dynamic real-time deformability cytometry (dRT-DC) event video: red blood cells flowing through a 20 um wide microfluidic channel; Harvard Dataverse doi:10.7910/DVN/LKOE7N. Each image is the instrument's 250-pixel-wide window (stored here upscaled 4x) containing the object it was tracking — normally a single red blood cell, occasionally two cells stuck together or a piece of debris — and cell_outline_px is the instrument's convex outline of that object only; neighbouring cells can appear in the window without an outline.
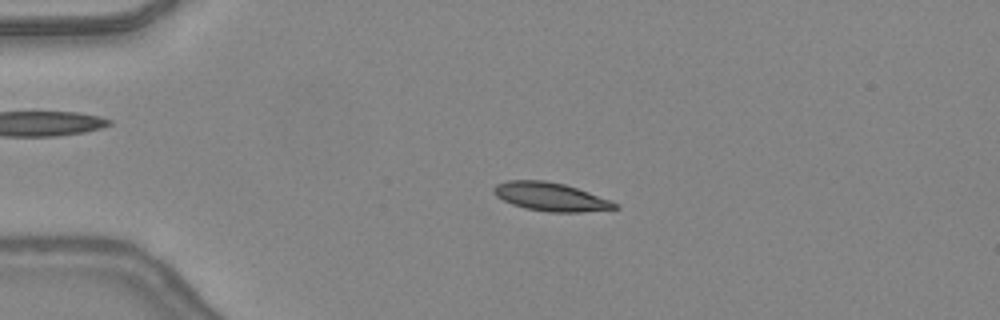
{"species": "common noctule bat (a hibernating species)", "species_latin": "Nyctalus noctula", "temperature_condition": "warm", "stored_images_in_passage": 47, "camera_frame_rate_fps": 3000, "um_per_image_px": 0.085, "animal": {"sex": "female", "body_mass_g": 24.6, "forearm_length_mm": 56.2}, "frame": {"image": 1, "passage_image": 11, "time_ms": 3.333, "image_size_px": [1000, 320], "cell_outline_px": [[620, 208], [580, 212], [548, 212], [524, 208], [512, 204], [496, 196], [492, 192], [492, 188], [496, 184], [508, 180], [544, 180], [564, 184], [588, 192], [620, 204]], "centroid_in_image_um": [46.78, 16.73], "position_along_channel_um": 38.2, "area_um2": 20.06}}
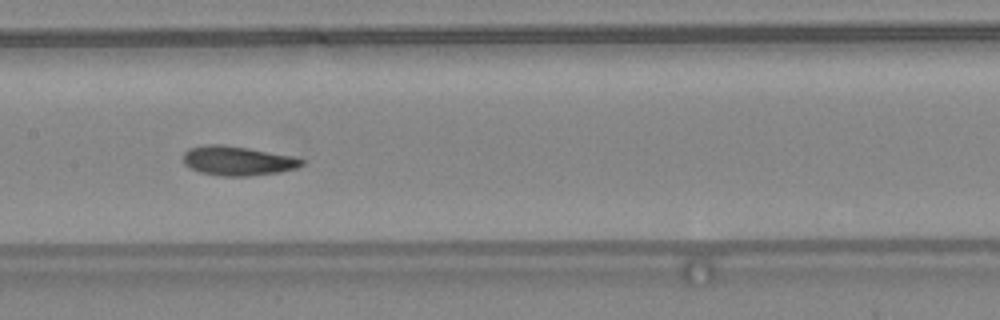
{"frame": {"image": 2, "passage_image": 24, "time_ms": 7.667, "image_size_px": [1000, 320], "cell_outline_px": [[304, 164], [296, 168], [280, 172], [248, 176], [224, 176], [200, 172], [188, 168], [184, 164], [184, 152], [188, 148], [204, 144], [220, 144], [248, 148], [292, 156], [304, 160]], "centroid_in_image_um": [20.17, 13.66], "position_along_channel_um": 187.2, "area_um2": 20.29}}
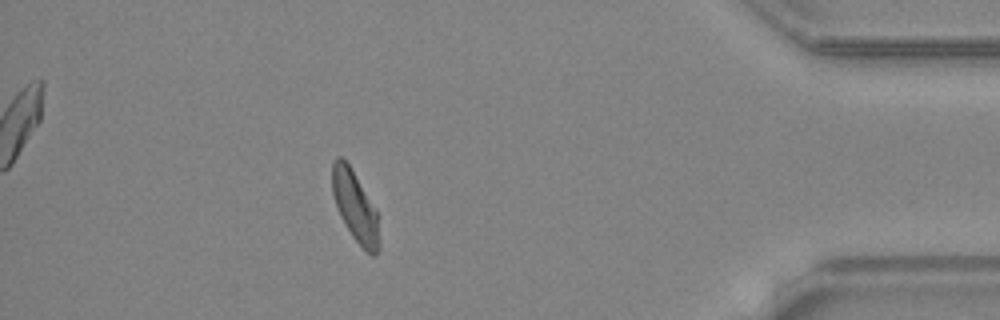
{"frame": {"image": 3, "passage_image": 42, "time_ms": 13.667, "image_size_px": [1000, 320], "cell_outline_px": [[380, 248], [376, 256], [372, 256], [352, 236], [340, 216], [332, 192], [332, 164], [336, 156], [340, 156], [348, 164], [376, 208], [380, 244]], "centroid_in_image_um": [30.19, 17.57], "position_along_channel_um": 405.0, "area_um2": 19.07}, "authors_computed_cell_mechanics": {"area_um2": 19.4208, "velocity_mm_per_s": 4.3822, "shape_relaxation_time_tau1_ms": 6.6213, "shape_relaxation_time_tau2_ms": 2.0537, "deformation_change_tau1": 0.1966, "deformation_change_tau2": 0.0775}}